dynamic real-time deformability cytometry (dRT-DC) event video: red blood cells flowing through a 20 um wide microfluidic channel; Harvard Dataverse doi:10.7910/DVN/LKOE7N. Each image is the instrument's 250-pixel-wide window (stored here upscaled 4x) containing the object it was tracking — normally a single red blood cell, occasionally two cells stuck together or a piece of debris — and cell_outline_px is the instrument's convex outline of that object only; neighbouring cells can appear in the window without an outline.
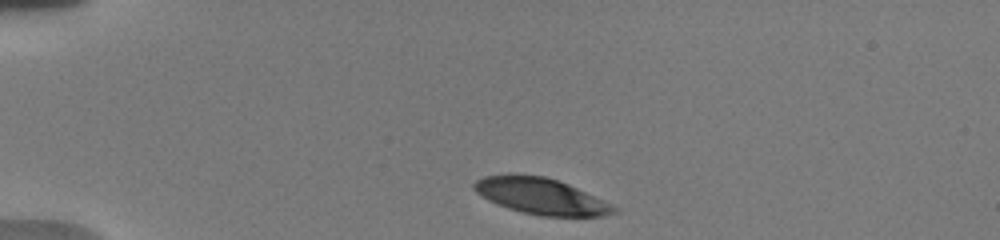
{"species": "human", "species_latin": "Homo sapiens", "temperature_condition": "warm", "stored_images_in_passage": 46, "camera_frame_rate_fps": 3000, "um_per_image_px": 0.085, "donor": {"sex": "male"}, "frame": {"image": 1, "passage_image": 1, "time_ms": 0.0, "image_size_px": [1000, 240], "cell_outline_px": [[616, 212], [600, 216], [540, 216], [508, 208], [496, 204], [488, 200], [476, 192], [472, 188], [472, 184], [476, 180], [484, 176], [508, 172], [516, 172], [544, 176], [560, 180], [616, 208]], "centroid_in_image_um": [45.84, 16.63], "position_along_channel_um": 39.2, "area_um2": 29.48}}
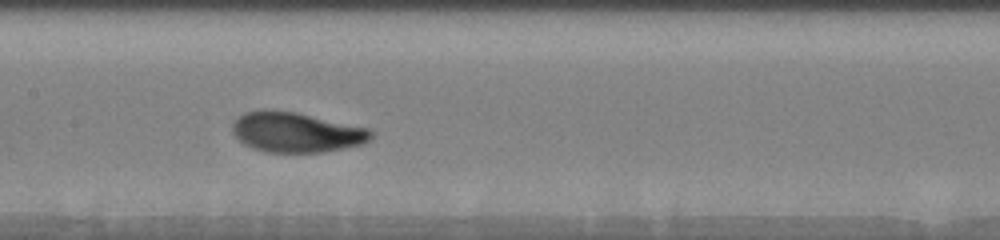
{"frame": {"image": 2, "passage_image": 17, "time_ms": 5.333, "image_size_px": [1000, 240], "cell_outline_px": [[376, 132], [372, 140], [364, 144], [324, 152], [264, 152], [252, 148], [244, 144], [232, 132], [232, 124], [236, 116], [244, 112], [260, 108], [264, 108], [296, 112], [372, 128]], "centroid_in_image_um": [25.21, 11.22], "position_along_channel_um": 182.2, "area_um2": 33.23}}
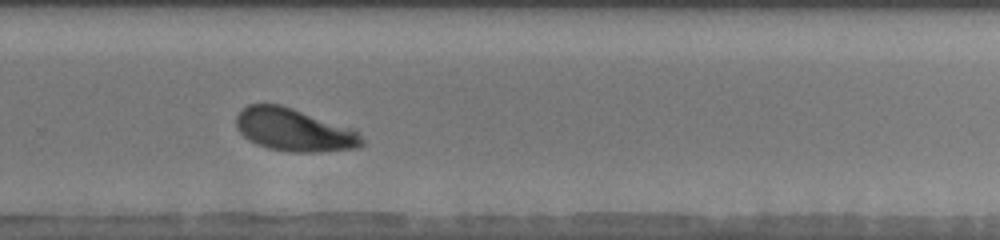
{"frame": {"image": 3, "passage_image": 29, "time_ms": 8.667, "image_size_px": [1000, 240], "cell_outline_px": [[368, 140], [360, 148], [320, 152], [292, 152], [268, 148], [256, 144], [248, 140], [236, 128], [236, 116], [240, 108], [248, 104], [280, 104], [356, 128]], "centroid_in_image_um": [25.08, 11.04], "position_along_channel_um": 304.7, "area_um2": 32.19}, "authors_computed_cell_mechanics": {"area_um2": 31.9923, "velocity_mm_per_s": 3.6864, "shape_relaxation_time_tau1_ms": 2.5779, "shape_relaxation_time_tau2_ms": null, "deformation_change_tau1": 0.1594, "deformation_change_tau2": null}}